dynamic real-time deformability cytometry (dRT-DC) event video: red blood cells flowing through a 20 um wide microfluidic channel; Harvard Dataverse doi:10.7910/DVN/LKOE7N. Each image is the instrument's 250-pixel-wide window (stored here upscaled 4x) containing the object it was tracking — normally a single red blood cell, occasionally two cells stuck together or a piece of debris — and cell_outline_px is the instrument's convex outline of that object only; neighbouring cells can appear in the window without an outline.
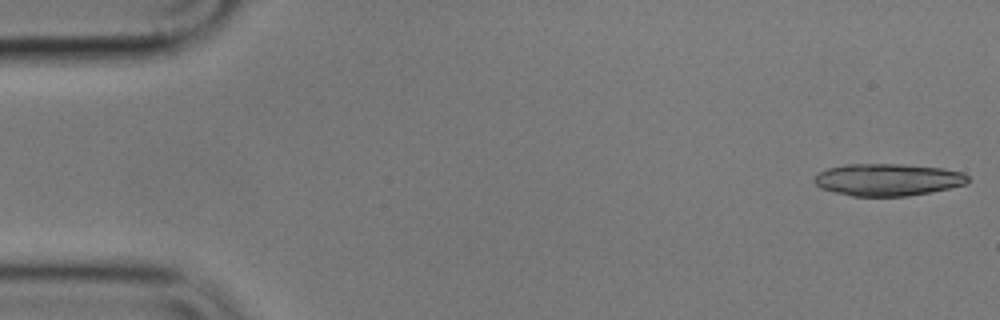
{"species": "common noctule bat (a hibernating species)", "species_latin": "Nyctalus noctula", "temperature_condition": "cold", "stored_images_in_passage": 18, "camera_frame_rate_fps": 3000, "um_per_image_px": 0.085, "animal": {"sex": "male", "body_mass_g": 17.9}, "frame": {"image": 1, "passage_image": 1, "time_ms": 0.0, "image_size_px": [1000, 320], "cell_outline_px": [[968, 180], [964, 184], [948, 188], [908, 196], [852, 196], [820, 188], [812, 180], [820, 172], [828, 168], [844, 164], [900, 164], [944, 168], [960, 172], [968, 176]], "centroid_in_image_um": [75.42, 15.27], "position_along_channel_um": 9.6, "area_um2": 28.55}}